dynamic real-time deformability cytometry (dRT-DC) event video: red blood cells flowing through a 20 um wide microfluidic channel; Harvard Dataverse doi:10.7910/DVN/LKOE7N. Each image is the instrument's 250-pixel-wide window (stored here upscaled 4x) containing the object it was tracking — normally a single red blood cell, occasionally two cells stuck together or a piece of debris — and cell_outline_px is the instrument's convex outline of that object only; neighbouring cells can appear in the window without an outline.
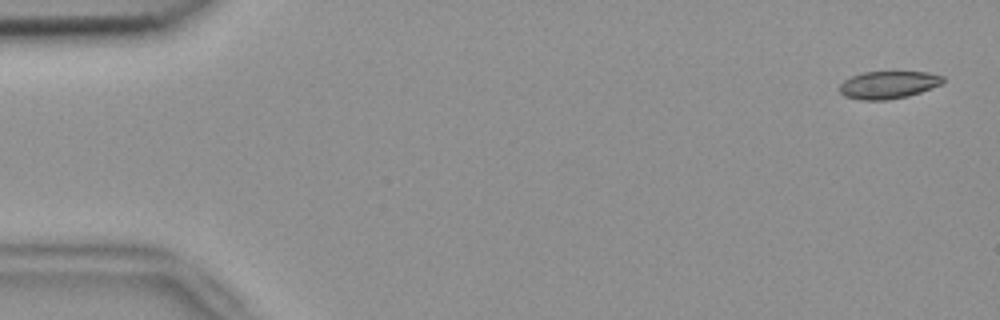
{"species": "common noctule bat (a hibernating species)", "species_latin": "Nyctalus noctula", "temperature_condition": "room temperature", "stored_images_in_passage": 54, "camera_frame_rate_fps": 3000, "um_per_image_px": 0.085, "animal": {"sex": "female", "body_mass_g": 18.4}, "frame": {"image": 1, "passage_image": 2, "time_ms": 0.333, "image_size_px": [1000, 320], "cell_outline_px": [[944, 84], [908, 96], [888, 100], [860, 100], [844, 96], [840, 92], [840, 84], [844, 80], [852, 76], [864, 72], [928, 72], [944, 76]], "centroid_in_image_um": [75.53, 7.21], "position_along_channel_um": 9.5, "area_um2": 16.7}}
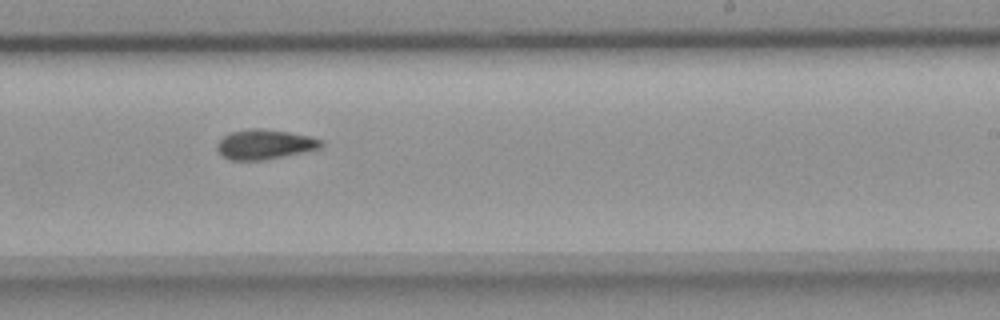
{"frame": {"image": 2, "passage_image": 33, "time_ms": 10.667, "image_size_px": [1000, 320], "cell_outline_px": [[324, 144], [320, 148], [304, 152], [264, 160], [228, 160], [216, 148], [216, 144], [228, 132], [252, 128], [264, 128], [288, 132], [308, 136], [320, 140]], "centroid_in_image_um": [22.47, 12.27], "position_along_channel_um": 266.5, "area_um2": 18.03}}
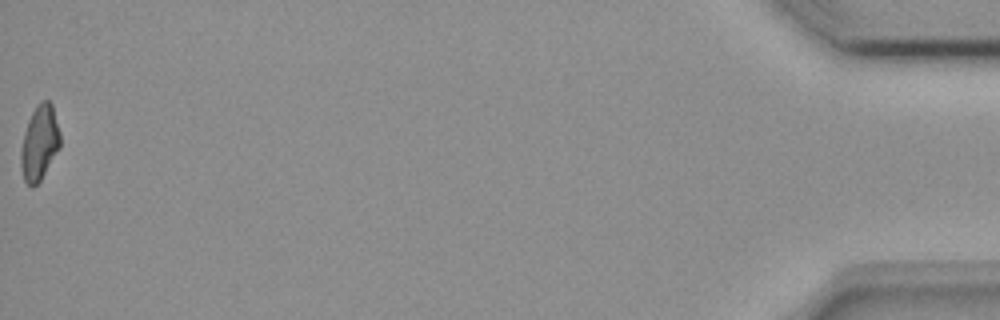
{"frame": {"image": 3, "passage_image": 54, "time_ms": 17.667, "image_size_px": [1000, 320], "cell_outline_px": [[60, 148], [40, 180], [32, 188], [24, 180], [20, 164], [20, 152], [24, 132], [28, 120], [36, 104], [40, 100], [48, 100], [52, 104], [60, 132]], "centroid_in_image_um": [3.35, 12.12], "position_along_channel_um": 431.8, "area_um2": 17.22}, "authors_computed_cell_mechanics": {"area_um2": 17.6868, "velocity_mm_per_s": 3.7767, "shape_relaxation_time_tau1_ms": null, "shape_relaxation_time_tau2_ms": 6.6155, "deformation_change_tau1": null, "deformation_change_tau2": 0.1382}}